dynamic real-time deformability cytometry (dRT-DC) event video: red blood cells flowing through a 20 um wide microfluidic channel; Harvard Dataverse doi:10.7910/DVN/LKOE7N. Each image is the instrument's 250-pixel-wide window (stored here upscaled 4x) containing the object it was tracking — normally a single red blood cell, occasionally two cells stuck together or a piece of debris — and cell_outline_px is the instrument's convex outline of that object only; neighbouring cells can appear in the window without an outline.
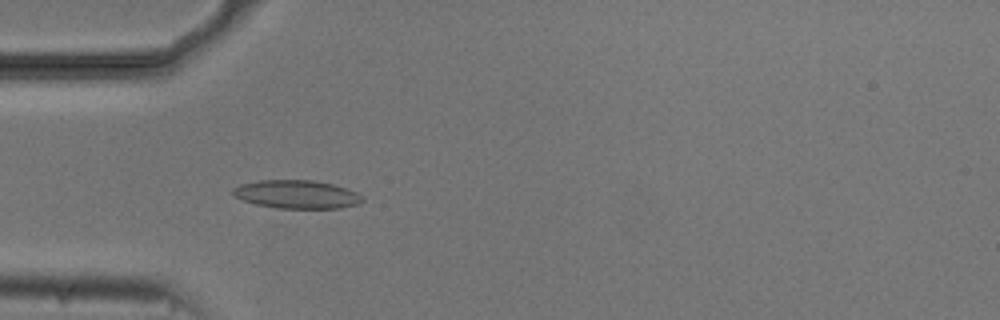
{"species": "common noctule bat (a hibernating species)", "species_latin": "Nyctalus noctula", "temperature_condition": "cold", "stored_images_in_passage": 43, "camera_frame_rate_fps": 3000, "um_per_image_px": 0.085, "animal": {"sex": "male", "body_mass_g": 20.5, "forearm_length_mm": 52.5}, "frame": {"image": 1, "passage_image": 5, "time_ms": 1.333, "image_size_px": [1000, 320], "cell_outline_px": [[364, 200], [356, 204], [340, 208], [276, 208], [256, 204], [232, 196], [232, 188], [240, 184], [260, 180], [312, 180], [332, 184], [356, 192]], "centroid_in_image_um": [25.16, 16.51], "position_along_channel_um": 59.8, "area_um2": 21.21}}
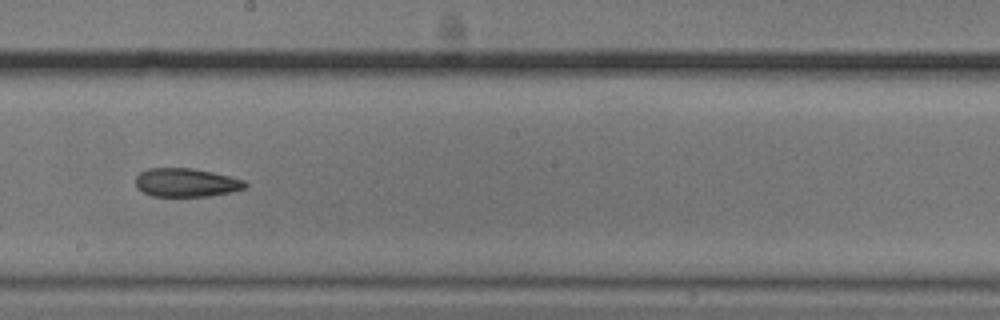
{"frame": {"image": 2, "passage_image": 19, "time_ms": 6.0, "image_size_px": [1000, 320], "cell_outline_px": [[248, 184], [244, 188], [232, 192], [208, 196], [152, 196], [136, 188], [136, 176], [140, 172], [148, 168], [192, 168], [212, 172], [244, 180]], "centroid_in_image_um": [15.81, 15.52], "position_along_channel_um": 232.4, "area_um2": 18.21}}
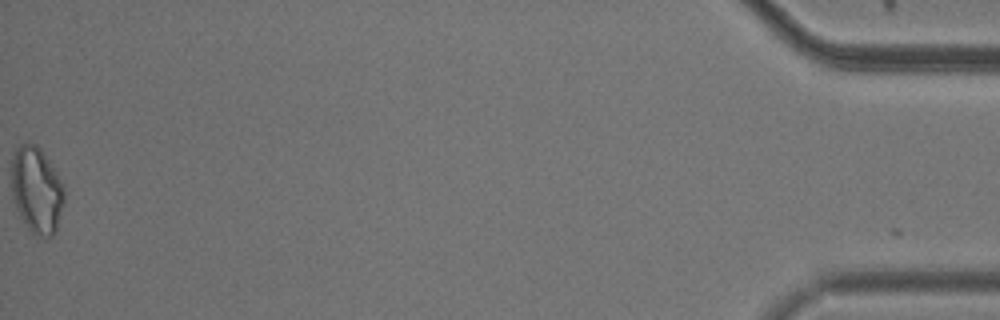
{"frame": {"image": 3, "passage_image": 43, "time_ms": 14.0, "image_size_px": [1000, 320], "cell_outline_px": [[64, 200], [56, 232], [52, 236], [44, 240], [36, 236], [28, 228], [16, 208], [12, 196], [12, 156], [16, 148], [24, 140], [36, 144], [40, 148], [56, 172], [64, 188]], "centroid_in_image_um": [3.11, 16.16], "position_along_channel_um": 432.1, "area_um2": 26.76}, "authors_computed_cell_mechanics": {"area_um2": 19.652, "velocity_mm_per_s": 3.7429, "shape_relaxation_time_tau1_ms": null, "shape_relaxation_time_tau2_ms": 8.4728, "deformation_change_tau1": null, "deformation_change_tau2": 0.1687}}